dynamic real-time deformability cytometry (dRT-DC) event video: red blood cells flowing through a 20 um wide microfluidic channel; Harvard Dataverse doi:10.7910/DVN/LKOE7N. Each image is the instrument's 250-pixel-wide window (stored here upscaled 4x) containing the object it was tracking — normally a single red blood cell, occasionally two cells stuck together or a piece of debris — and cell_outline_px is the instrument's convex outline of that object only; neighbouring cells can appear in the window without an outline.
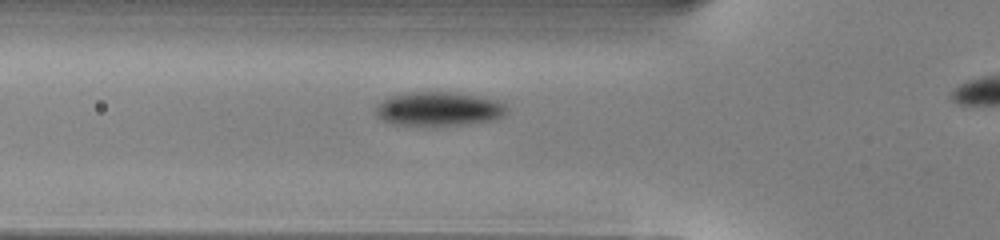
{"species": "common noctule bat (a hibernating species)", "species_latin": "Nyctalus noctula", "temperature_condition": "warm", "stored_images_in_passage": 26, "camera_frame_rate_fps": 3000, "um_per_image_px": 0.085, "animal": {"sex": "male", "body_mass_g": 13.0, "forearm_length_mm": 53.1}, "frame": {"image": 1, "passage_image": 2, "time_ms": 0.333, "image_size_px": [1000, 240], "cell_outline_px": [[508, 108], [500, 116], [492, 120], [464, 124], [388, 124], [380, 120], [376, 116], [376, 104], [392, 96], [408, 92], [452, 92], [496, 100], [504, 104]], "centroid_in_image_um": [37.22, 9.25], "position_along_channel_um": 88.6, "area_um2": 25.37}}
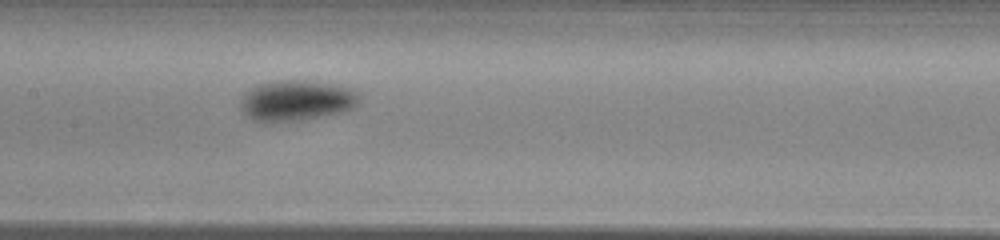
{"frame": {"image": 2, "passage_image": 9, "time_ms": 2.667, "image_size_px": [1000, 240], "cell_outline_px": [[356, 104], [352, 108], [340, 112], [300, 120], [256, 120], [248, 116], [240, 108], [240, 100], [256, 84], [272, 80], [304, 80], [352, 88], [356, 92]], "centroid_in_image_um": [25.16, 8.51], "position_along_channel_um": 182.2, "area_um2": 27.22}}
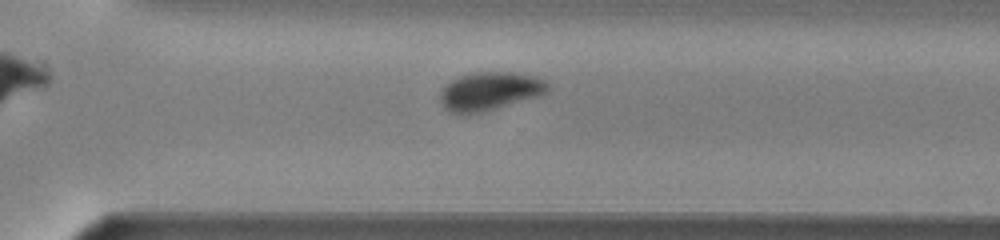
{"frame": {"image": 3, "passage_image": 20, "time_ms": 6.333, "image_size_px": [1000, 240], "cell_outline_px": [[548, 92], [536, 96], [484, 112], [464, 116], [460, 116], [448, 112], [440, 104], [440, 88], [452, 80], [460, 76], [472, 72], [516, 72], [536, 76], [544, 80], [548, 84]], "centroid_in_image_um": [41.55, 7.77], "position_along_channel_um": 329.0, "area_um2": 24.51}}